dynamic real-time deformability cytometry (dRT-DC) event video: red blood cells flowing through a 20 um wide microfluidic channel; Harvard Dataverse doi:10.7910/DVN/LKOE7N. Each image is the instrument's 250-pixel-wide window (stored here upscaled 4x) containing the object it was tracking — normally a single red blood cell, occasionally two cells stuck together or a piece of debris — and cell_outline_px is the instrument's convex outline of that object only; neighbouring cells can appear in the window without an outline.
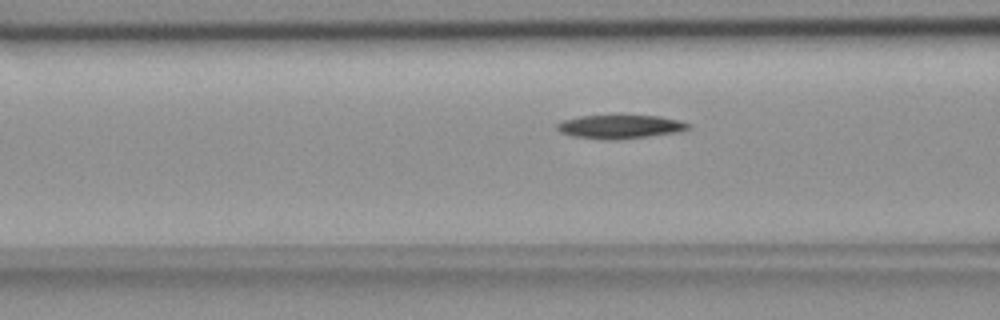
{"species": "common noctule bat (a hibernating species)", "species_latin": "Nyctalus noctula", "temperature_condition": "room temperature", "stored_images_in_passage": 39, "camera_frame_rate_fps": 3000, "um_per_image_px": 0.085, "animal": {"sex": "female", "body_mass_g": 18.4}, "frame": {"image": 1, "passage_image": 5, "time_ms": 1.333, "image_size_px": [1000, 320], "cell_outline_px": [[692, 128], [680, 132], [616, 140], [604, 140], [572, 136], [560, 132], [556, 128], [556, 124], [564, 120], [580, 116], [620, 112], [660, 116], [680, 120], [692, 124]], "centroid_in_image_um": [52.75, 10.72], "position_along_channel_um": 113.8, "area_um2": 19.36}}
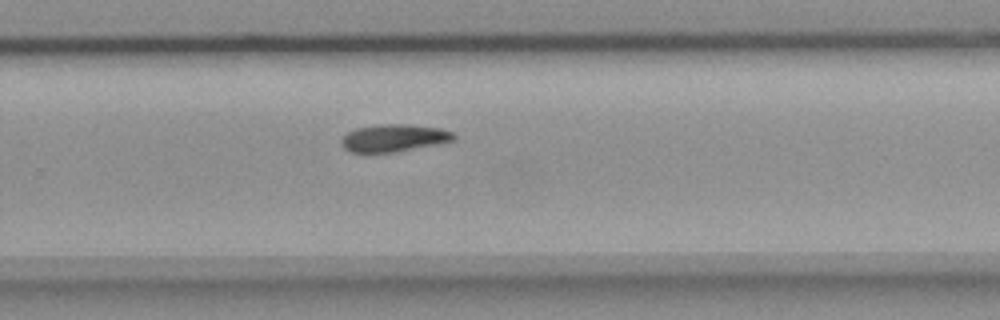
{"frame": {"image": 2, "passage_image": 20, "time_ms": 6.333, "image_size_px": [1000, 320], "cell_outline_px": [[456, 140], [440, 144], [392, 152], [352, 152], [344, 148], [340, 144], [340, 140], [348, 132], [356, 128], [380, 124], [408, 124], [440, 128], [452, 132], [456, 136]], "centroid_in_image_um": [33.5, 11.72], "position_along_channel_um": 296.3, "area_um2": 17.98}}
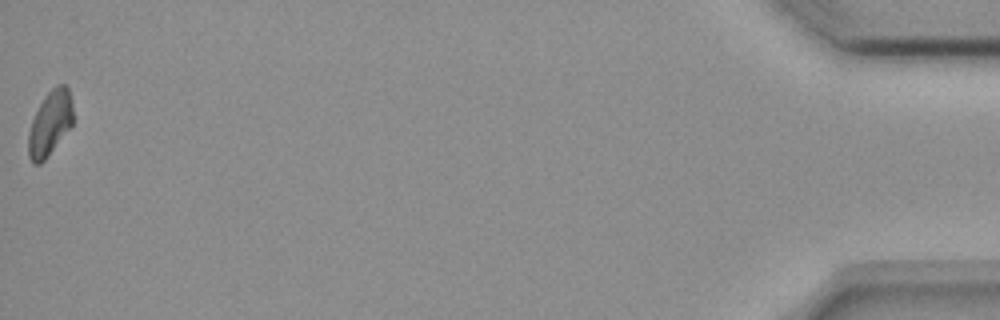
{"frame": {"image": 3, "passage_image": 39, "time_ms": 12.667, "image_size_px": [1000, 320], "cell_outline_px": [[72, 124], [48, 156], [40, 164], [32, 164], [28, 156], [28, 132], [32, 120], [40, 104], [48, 92], [56, 84], [64, 84], [68, 88], [72, 100]], "centroid_in_image_um": [4.23, 10.49], "position_along_channel_um": 431.0, "area_um2": 16.7}, "authors_computed_cell_mechanics": {"area_um2": 18.0336, "velocity_mm_per_s": 3.6568, "shape_relaxation_time_tau1_ms": 9.7544, "shape_relaxation_time_tau2_ms": null, "deformation_change_tau1": 0.1682, "deformation_change_tau2": null}}